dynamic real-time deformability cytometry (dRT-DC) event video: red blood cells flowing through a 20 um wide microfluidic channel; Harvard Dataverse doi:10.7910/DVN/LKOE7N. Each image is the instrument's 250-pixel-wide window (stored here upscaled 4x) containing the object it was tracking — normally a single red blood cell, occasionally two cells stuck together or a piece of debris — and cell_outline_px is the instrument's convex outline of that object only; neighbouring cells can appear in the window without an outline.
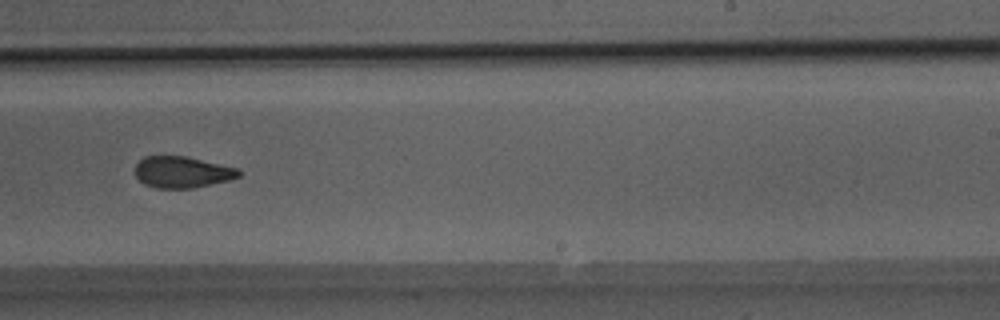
{"species": "Egyptian fruit bat (a non-hibernating species)", "species_latin": "Rousettus aegyptiacus", "temperature_condition": "room temperature", "stored_images_in_passage": 51, "camera_frame_rate_fps": 3000, "um_per_image_px": 0.085, "animal": {"sex": "male"}, "frame": {"image": 1, "passage_image": 32, "time_ms": 10.333, "image_size_px": [1000, 320], "cell_outline_px": [[240, 176], [228, 180], [192, 188], [156, 188], [144, 184], [136, 176], [136, 164], [144, 156], [184, 156], [240, 168]], "centroid_in_image_um": [15.49, 14.62], "position_along_channel_um": 273.5, "area_um2": 18.84}}
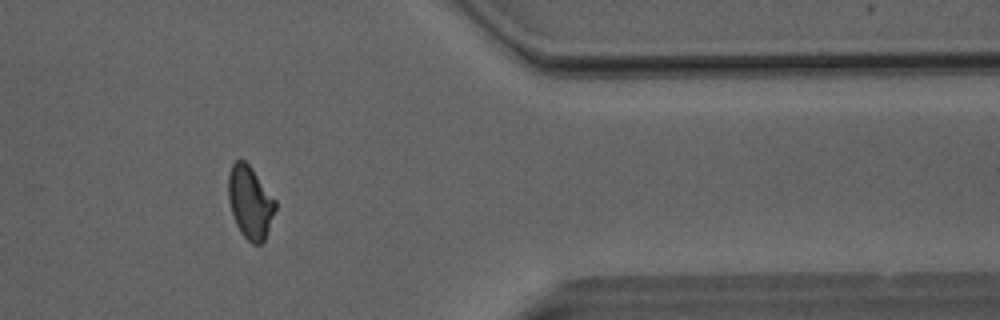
{"frame": {"image": 2, "passage_image": 42, "time_ms": 13.667, "image_size_px": [1000, 320], "cell_outline_px": [[276, 208], [264, 240], [260, 244], [252, 244], [240, 232], [236, 224], [228, 200], [228, 176], [232, 164], [236, 160], [244, 160], [252, 168], [276, 200]], "centroid_in_image_um": [21.25, 17.18], "position_along_channel_um": 390.1, "area_um2": 19.77}}
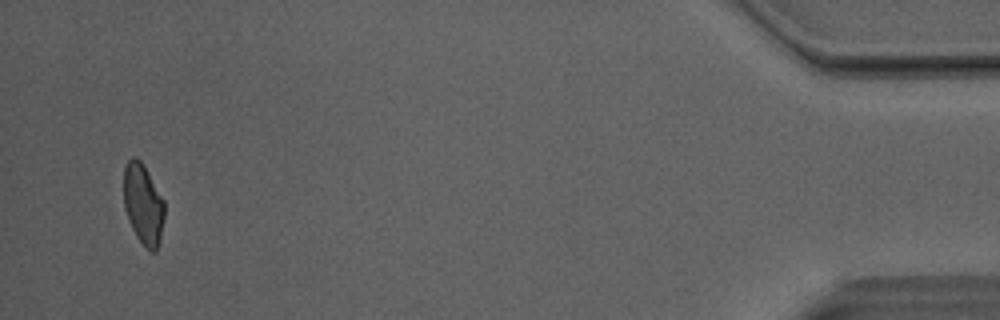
{"frame": {"image": 3, "passage_image": 49, "time_ms": 16.0, "image_size_px": [1000, 320], "cell_outline_px": [[164, 220], [160, 240], [156, 252], [148, 252], [144, 248], [136, 236], [128, 220], [124, 208], [124, 168], [128, 160], [132, 156], [136, 156], [140, 160], [164, 200]], "centroid_in_image_um": [12.17, 17.41], "position_along_channel_um": 423.0, "area_um2": 19.31}, "authors_computed_cell_mechanics": {"area_um2": 20.2878, "velocity_mm_per_s": 4.0888, "shape_relaxation_time_tau1_ms": 7.0706, "shape_relaxation_time_tau2_ms": 1.6779, "deformation_change_tau1": 0.1716, "deformation_change_tau2": 0.0841}}